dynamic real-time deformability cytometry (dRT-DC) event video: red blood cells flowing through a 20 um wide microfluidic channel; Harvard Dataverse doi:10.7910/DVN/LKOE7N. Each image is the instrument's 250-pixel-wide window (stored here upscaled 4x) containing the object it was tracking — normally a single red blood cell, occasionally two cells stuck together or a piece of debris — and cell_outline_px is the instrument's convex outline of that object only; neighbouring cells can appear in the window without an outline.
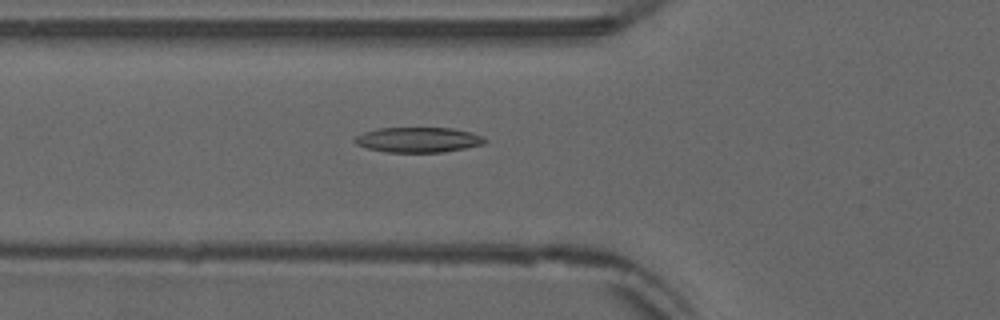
{"species": "common noctule bat (a hibernating species)", "species_latin": "Nyctalus noctula", "temperature_condition": "warm", "stored_images_in_passage": 41, "camera_frame_rate_fps": 3000, "um_per_image_px": 0.085, "animal": {"sex": "male", "forearm_length_mm": 52.5}, "frame": {"image": 1, "passage_image": 9, "time_ms": 2.667, "image_size_px": [1000, 320], "cell_outline_px": [[488, 140], [484, 144], [444, 152], [388, 152], [368, 148], [356, 144], [352, 140], [356, 136], [364, 132], [376, 128], [452, 128], [472, 132], [484, 136]], "centroid_in_image_um": [35.57, 11.87], "position_along_channel_um": 90.2, "area_um2": 19.13}}
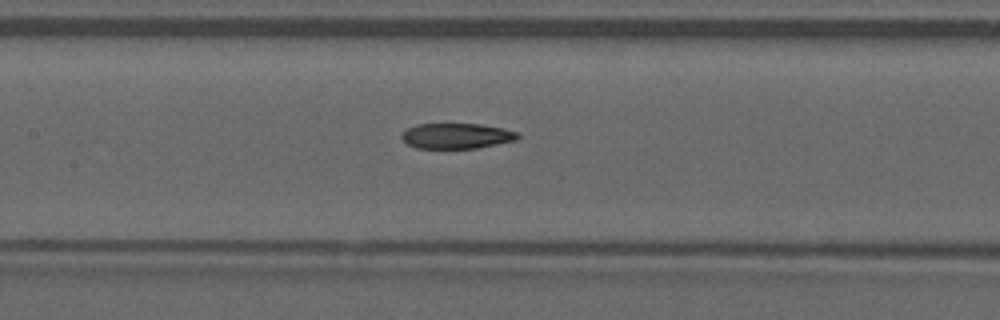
{"frame": {"image": 2, "passage_image": 15, "time_ms": 4.667, "image_size_px": [1000, 320], "cell_outline_px": [[520, 136], [516, 140], [476, 148], [416, 148], [408, 144], [400, 136], [408, 128], [416, 124], [480, 124], [504, 128], [520, 132]], "centroid_in_image_um": [38.85, 11.55], "position_along_channel_um": 168.6, "area_um2": 17.17}}
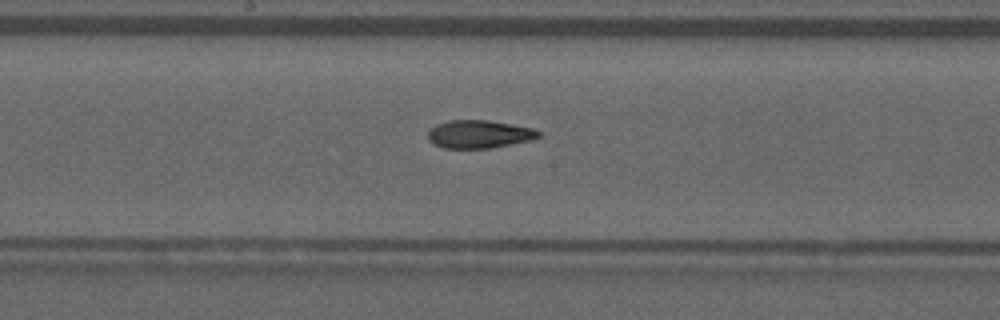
{"frame": {"image": 3, "passage_image": 18, "time_ms": 5.667, "image_size_px": [1000, 320], "cell_outline_px": [[540, 136], [532, 140], [488, 148], [444, 148], [428, 140], [428, 132], [436, 124], [448, 120], [488, 120], [512, 124], [532, 128], [540, 132]], "centroid_in_image_um": [40.72, 11.39], "position_along_channel_um": 207.5, "area_um2": 17.92}, "authors_computed_cell_mechanics": {"area_um2": 17.9758, "velocity_mm_per_s": 3.8844, "shape_relaxation_time_tau1_ms": 8.4161, "shape_relaxation_time_tau2_ms": 4.0727, "deformation_change_tau1": 0.2338, "deformation_change_tau2": 0.1298}}